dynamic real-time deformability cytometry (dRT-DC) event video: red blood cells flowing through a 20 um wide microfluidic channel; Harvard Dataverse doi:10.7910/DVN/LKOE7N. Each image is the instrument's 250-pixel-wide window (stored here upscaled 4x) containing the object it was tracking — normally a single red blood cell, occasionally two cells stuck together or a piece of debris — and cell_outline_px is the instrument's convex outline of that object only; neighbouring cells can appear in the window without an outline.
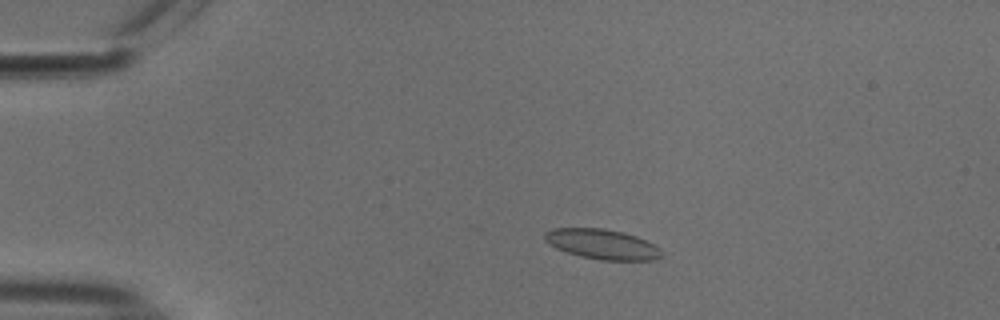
{"species": "common noctule bat (a hibernating species)", "species_latin": "Nyctalus noctula", "temperature_condition": "cold", "stored_images_in_passage": 23, "camera_frame_rate_fps": 3000, "um_per_image_px": 0.085, "animal": {"sex": "male", "body_mass_g": 18.8}, "frame": {"image": 1, "passage_image": 11, "time_ms": 3.333, "image_size_px": [1000, 320], "cell_outline_px": [[664, 256], [656, 260], [600, 260], [580, 256], [556, 248], [544, 240], [544, 232], [552, 228], [604, 228], [624, 232], [636, 236], [660, 248]], "centroid_in_image_um": [51.19, 20.75], "position_along_channel_um": 33.8, "area_um2": 20.52}}
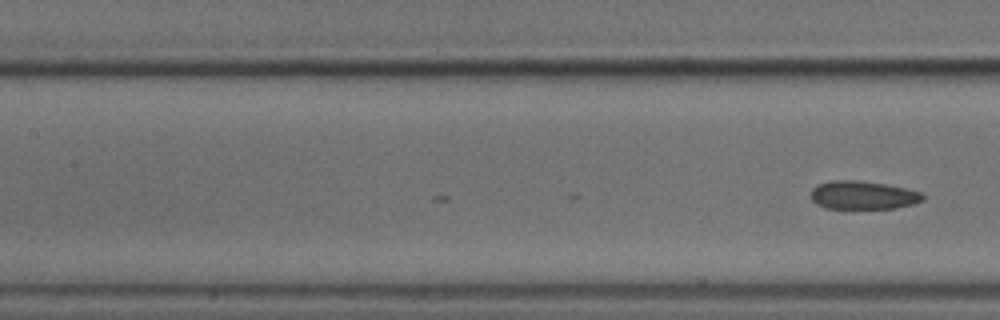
{"frame": {"image": 2, "passage_image": 23, "time_ms": 7.333, "image_size_px": [1000, 320], "cell_outline_px": [[924, 200], [912, 204], [896, 208], [828, 208], [816, 204], [808, 196], [812, 188], [820, 184], [832, 180], [856, 180], [884, 184], [904, 188], [920, 192], [924, 196]], "centroid_in_image_um": [73.31, 16.59], "position_along_channel_um": 134.1, "area_um2": 18.38}}